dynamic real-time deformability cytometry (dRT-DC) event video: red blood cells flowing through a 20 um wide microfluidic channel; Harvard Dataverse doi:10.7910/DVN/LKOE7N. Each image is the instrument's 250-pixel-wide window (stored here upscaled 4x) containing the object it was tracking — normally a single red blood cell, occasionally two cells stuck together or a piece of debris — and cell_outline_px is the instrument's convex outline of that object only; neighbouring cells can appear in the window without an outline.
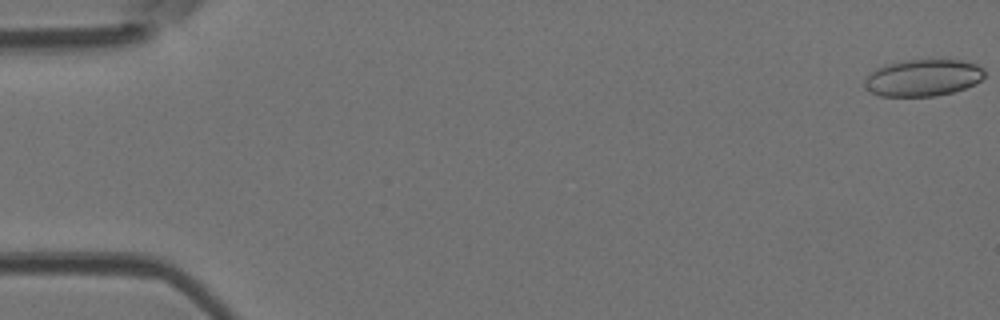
{"species": "Egyptian fruit bat (a non-hibernating species)", "species_latin": "Rousettus aegyptiacus", "temperature_condition": "room temperature", "stored_images_in_passage": 5, "camera_frame_rate_fps": 3000, "um_per_image_px": 0.085, "animal": {"sex": "female"}, "frame": {"image": 1, "passage_image": 1, "time_ms": 0.0, "image_size_px": [1000, 320], "cell_outline_px": [[984, 76], [980, 80], [964, 88], [952, 92], [936, 96], [880, 96], [872, 92], [868, 88], [864, 80], [876, 68], [884, 64], [904, 60], [960, 60], [976, 64], [984, 68]], "centroid_in_image_um": [78.46, 6.6], "position_along_channel_um": 6.5, "area_um2": 25.49}}